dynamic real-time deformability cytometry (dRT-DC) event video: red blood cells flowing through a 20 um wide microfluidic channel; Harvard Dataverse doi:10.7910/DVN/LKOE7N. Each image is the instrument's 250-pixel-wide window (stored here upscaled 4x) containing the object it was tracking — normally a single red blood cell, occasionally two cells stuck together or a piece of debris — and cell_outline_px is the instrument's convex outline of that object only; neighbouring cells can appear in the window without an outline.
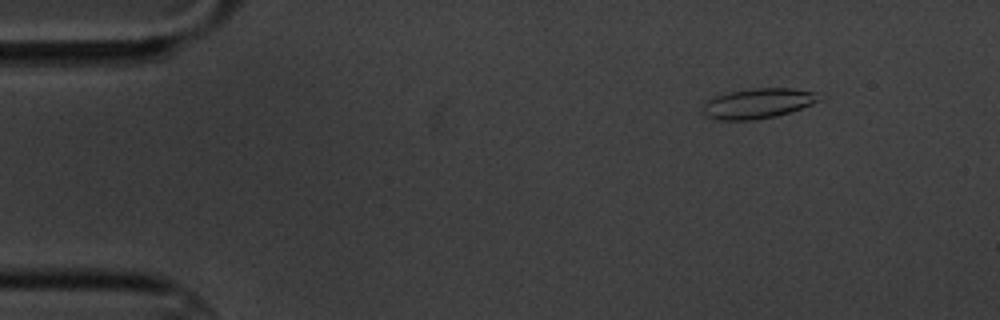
{"species": "common noctule bat (a hibernating species)", "species_latin": "Nyctalus noctula", "temperature_condition": "cold", "stored_images_in_passage": 6, "camera_frame_rate_fps": 3000, "um_per_image_px": 0.085, "animal": {"sex": "male", "body_mass_g": 20.1, "forearm_length_mm": 53.5}, "frame": {"image": 1, "passage_image": 2, "time_ms": 1.333, "image_size_px": [1000, 320], "cell_outline_px": [[824, 100], [776, 116], [756, 120], [716, 120], [704, 116], [704, 104], [708, 100], [716, 96], [732, 92], [752, 88], [792, 88], [816, 92], [824, 96]], "centroid_in_image_um": [64.49, 8.79], "position_along_channel_um": 20.5, "area_um2": 20.46}}